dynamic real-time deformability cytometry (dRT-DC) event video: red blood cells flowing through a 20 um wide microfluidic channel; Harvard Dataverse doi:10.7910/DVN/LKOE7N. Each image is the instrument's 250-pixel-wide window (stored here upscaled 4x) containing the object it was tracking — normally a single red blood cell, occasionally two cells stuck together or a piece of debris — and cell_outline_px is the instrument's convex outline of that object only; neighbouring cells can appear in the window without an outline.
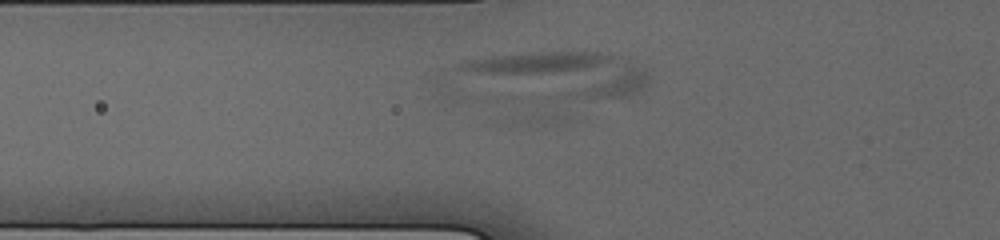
{"species": "human", "species_latin": "Homo sapiens", "temperature_condition": "cold", "stored_images_in_passage": 7, "camera_frame_rate_fps": 3000, "um_per_image_px": 0.085, "donor": {"sex": "male"}, "frame": {"image": 1, "passage_image": 3, "time_ms": 1.667, "image_size_px": [1000, 240], "cell_outline_px": [[576, 120], [572, 124], [520, 124], [504, 120], [460, 104], [448, 96], [448, 92], [452, 88], [532, 96], [548, 100]], "centroid_in_image_um": [43.54, 9.1], "position_along_channel_um": 82.3, "area_um2": 19.13}}